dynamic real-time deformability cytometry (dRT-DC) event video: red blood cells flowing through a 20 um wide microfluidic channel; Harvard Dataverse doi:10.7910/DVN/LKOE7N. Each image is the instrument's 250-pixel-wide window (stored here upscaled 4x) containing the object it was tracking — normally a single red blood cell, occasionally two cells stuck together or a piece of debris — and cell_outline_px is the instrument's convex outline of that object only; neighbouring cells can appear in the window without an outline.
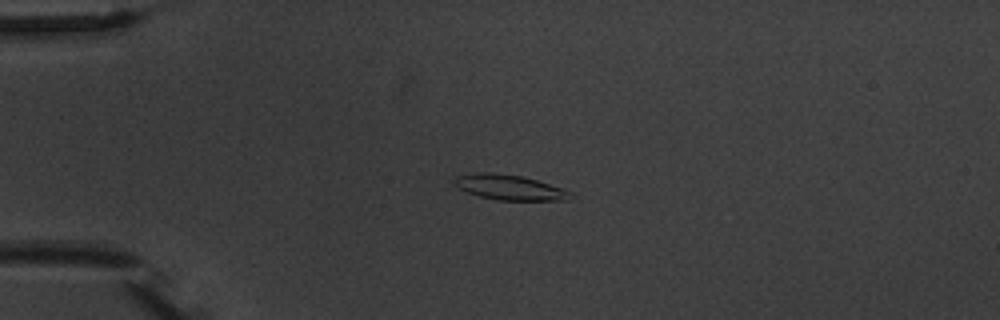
{"species": "common noctule bat (a hibernating species)", "species_latin": "Nyctalus noctula", "temperature_condition": "warm", "stored_images_in_passage": 5, "camera_frame_rate_fps": 3000, "um_per_image_px": 0.085, "animal": {"sex": "male", "body_mass_g": 20.1, "forearm_length_mm": 53.5}, "frame": {"image": 1, "passage_image": 4, "time_ms": 4.667, "image_size_px": [1000, 320], "cell_outline_px": [[572, 192], [568, 200], [496, 200], [480, 196], [468, 192], [460, 188], [452, 180], [456, 176], [480, 172], [492, 172], [520, 176], [536, 180], [564, 188]], "centroid_in_image_um": [43.32, 15.92], "position_along_channel_um": 41.7, "area_um2": 16.82}}